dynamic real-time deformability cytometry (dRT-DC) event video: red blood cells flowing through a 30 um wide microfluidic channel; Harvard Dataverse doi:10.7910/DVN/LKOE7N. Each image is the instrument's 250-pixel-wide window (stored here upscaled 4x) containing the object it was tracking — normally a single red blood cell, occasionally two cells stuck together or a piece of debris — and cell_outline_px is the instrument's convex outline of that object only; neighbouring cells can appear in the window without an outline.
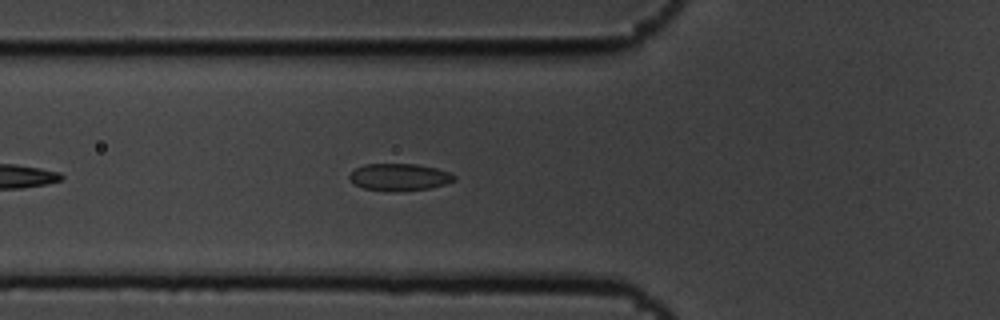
{"species": "common noctule bat (a hibernating species)", "species_latin": "Nyctalus noctula", "temperature_condition": "cold", "stored_images_in_passage": 6, "camera_frame_rate_fps": 3000, "um_per_image_px": 0.085, "animal": {"sex": "male", "body_mass_g": 19.5, "forearm_length_mm": 54.6}, "frame": {"image": 1, "passage_image": 6, "time_ms": 1.667, "image_size_px": [1000, 320], "cell_outline_px": [[456, 180], [444, 184], [428, 188], [364, 188], [348, 180], [348, 176], [356, 168], [364, 164], [416, 164], [436, 168], [448, 172], [456, 176]], "centroid_in_image_um": [33.95, 14.99], "position_along_channel_um": 91.9, "area_um2": 15.55}}